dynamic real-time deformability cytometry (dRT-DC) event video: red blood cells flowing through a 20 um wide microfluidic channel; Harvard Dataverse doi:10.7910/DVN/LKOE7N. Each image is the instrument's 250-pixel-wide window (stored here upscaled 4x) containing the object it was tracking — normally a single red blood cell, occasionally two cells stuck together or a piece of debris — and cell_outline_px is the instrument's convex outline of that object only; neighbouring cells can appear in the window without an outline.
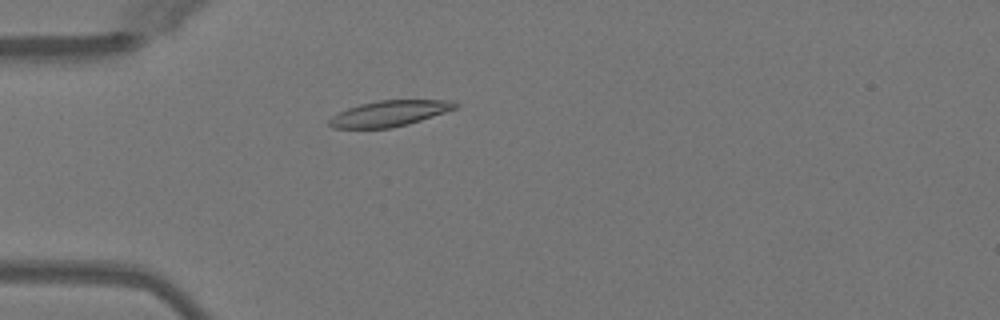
{"species": "Egyptian fruit bat (a non-hibernating species)", "species_latin": "Rousettus aegyptiacus", "temperature_condition": "warm", "stored_images_in_passage": 51, "camera_frame_rate_fps": 3000, "um_per_image_px": 0.085, "animal": {"sex": "female"}, "frame": {"image": 1, "passage_image": 15, "time_ms": 4.667, "image_size_px": [1000, 320], "cell_outline_px": [[460, 104], [456, 108], [408, 124], [392, 128], [332, 128], [328, 124], [328, 120], [332, 116], [348, 108], [360, 104], [380, 100], [456, 100]], "centroid_in_image_um": [33.11, 9.64], "position_along_channel_um": 51.9, "area_um2": 18.84}}
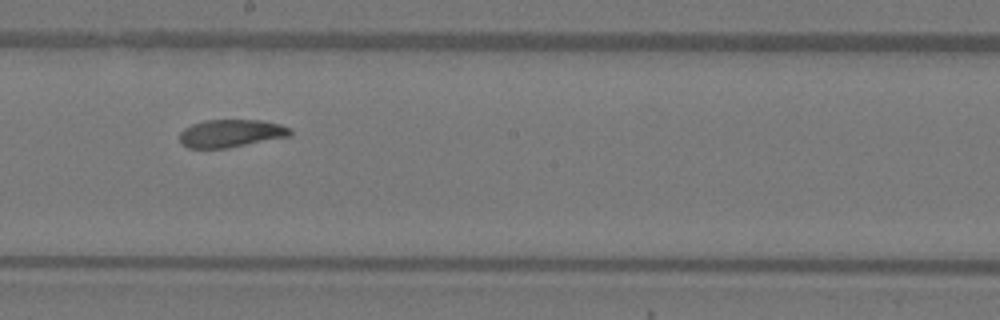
{"frame": {"image": 2, "passage_image": 29, "time_ms": 9.333, "image_size_px": [1000, 320], "cell_outline_px": [[292, 132], [288, 136], [224, 148], [188, 148], [180, 140], [180, 132], [184, 128], [192, 124], [204, 120], [260, 120], [280, 124], [292, 128]], "centroid_in_image_um": [19.61, 11.32], "position_along_channel_um": 228.6, "area_um2": 17.63}}
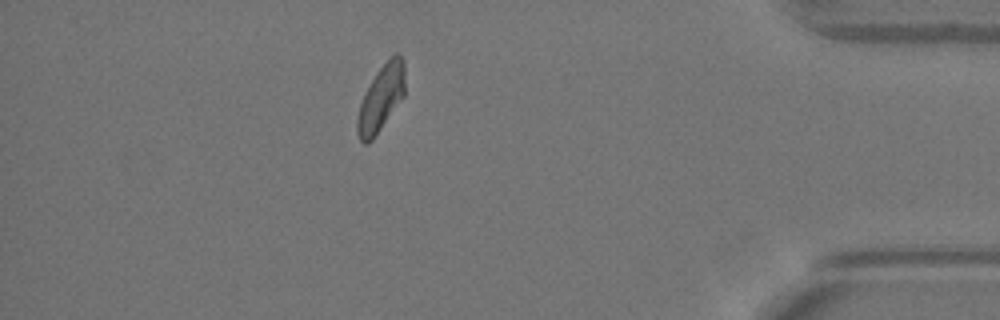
{"frame": {"image": 3, "passage_image": 45, "time_ms": 14.667, "image_size_px": [1000, 320], "cell_outline_px": [[404, 96], [372, 140], [368, 144], [364, 144], [360, 140], [356, 132], [356, 120], [360, 104], [364, 92], [376, 72], [396, 52], [404, 60]], "centroid_in_image_um": [32.36, 8.37], "position_along_channel_um": 402.8, "area_um2": 18.21}, "authors_computed_cell_mechanics": {"area_um2": 18.6116, "velocity_mm_per_s": 4.0361, "shape_relaxation_time_tau1_ms": 5.975, "shape_relaxation_time_tau2_ms": 2.625, "deformation_change_tau1": 0.1757, "deformation_change_tau2": 0.0812}}